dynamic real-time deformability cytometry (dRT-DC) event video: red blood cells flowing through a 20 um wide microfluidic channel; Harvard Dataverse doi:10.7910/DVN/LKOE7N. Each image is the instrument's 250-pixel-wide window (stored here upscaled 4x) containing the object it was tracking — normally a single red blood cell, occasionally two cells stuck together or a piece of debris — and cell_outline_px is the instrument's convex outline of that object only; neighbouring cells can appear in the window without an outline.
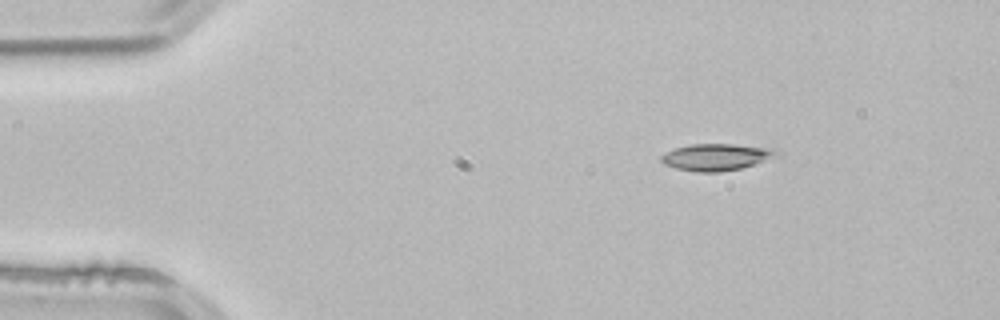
{"species": "common noctule bat (a hibernating species)", "species_latin": "Nyctalus noctula", "temperature_condition": "room temperature", "stored_images_in_passage": 2, "camera_frame_rate_fps": 3000, "um_per_image_px": 0.085, "animal": {"sex": "male", "body_mass_g": 21.5, "forearm_length_mm": 52.0}, "frame": {"image": 1, "passage_image": 1, "time_ms": 0.0, "image_size_px": [1000, 320], "cell_outline_px": [[780, 156], [756, 164], [740, 168], [720, 172], [696, 172], [676, 168], [664, 164], [660, 160], [660, 156], [676, 148], [692, 144], [732, 144], [776, 148], [780, 152]], "centroid_in_image_um": [60.96, 13.35], "position_along_channel_um": 24.0, "area_um2": 18.15}}